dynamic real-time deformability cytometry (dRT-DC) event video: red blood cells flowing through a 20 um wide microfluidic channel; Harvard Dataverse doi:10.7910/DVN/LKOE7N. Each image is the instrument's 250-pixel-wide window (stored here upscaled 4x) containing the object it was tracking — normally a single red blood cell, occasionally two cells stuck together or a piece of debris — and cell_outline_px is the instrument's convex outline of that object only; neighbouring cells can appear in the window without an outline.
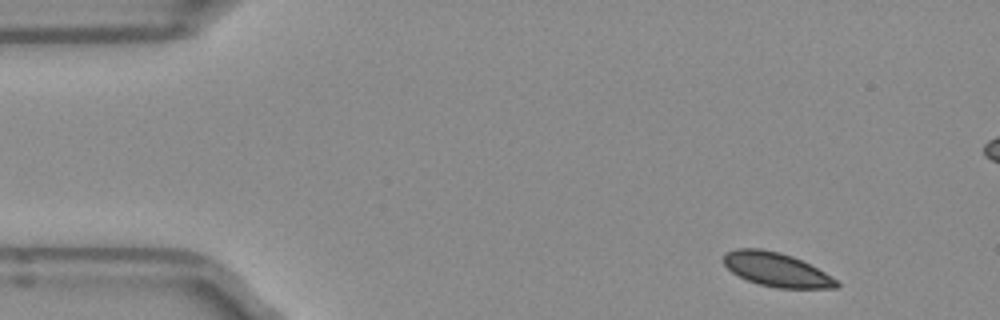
{"species": "Egyptian fruit bat (a non-hibernating species)", "species_latin": "Rousettus aegyptiacus", "temperature_condition": "room temperature", "stored_images_in_passage": 48, "camera_frame_rate_fps": 3000, "um_per_image_px": 0.085, "frame": {"image": 1, "passage_image": 1, "time_ms": 0.0, "image_size_px": [1000, 320], "cell_outline_px": [[840, 288], [776, 288], [760, 284], [748, 280], [732, 272], [724, 264], [724, 252], [736, 248], [760, 248], [780, 252], [792, 256], [824, 272], [836, 280], [840, 284]], "centroid_in_image_um": [65.98, 22.91], "position_along_channel_um": 19.0, "area_um2": 22.14}}
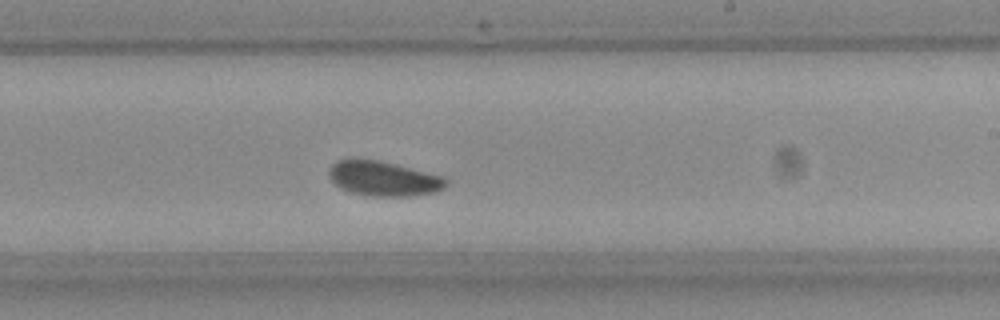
{"frame": {"image": 2, "passage_image": 26, "time_ms": 8.333, "image_size_px": [1000, 320], "cell_outline_px": [[448, 184], [444, 188], [436, 192], [408, 196], [368, 196], [348, 192], [340, 188], [328, 176], [328, 172], [332, 164], [336, 160], [348, 156], [356, 156], [380, 160], [444, 176], [448, 180]], "centroid_in_image_um": [32.55, 15.14], "position_along_channel_um": 256.5, "area_um2": 24.57}}
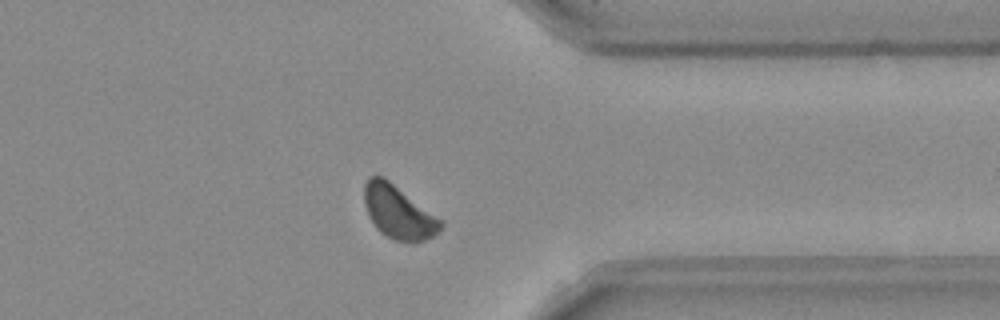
{"frame": {"image": 3, "passage_image": 36, "time_ms": 11.667, "image_size_px": [1000, 320], "cell_outline_px": [[444, 224], [432, 236], [424, 240], [412, 244], [408, 244], [396, 240], [380, 232], [376, 228], [368, 216], [364, 204], [364, 184], [368, 176], [384, 176], [444, 220]], "centroid_in_image_um": [33.87, 18.03], "position_along_channel_um": 377.5, "area_um2": 24.16}, "authors_computed_cell_mechanics": {"area_um2": 23.2934, "velocity_mm_per_s": 3.8854, "shape_relaxation_time_tau1_ms": 2.1666, "shape_relaxation_time_tau2_ms": null, "deformation_change_tau1": 0.0412, "deformation_change_tau2": null}}